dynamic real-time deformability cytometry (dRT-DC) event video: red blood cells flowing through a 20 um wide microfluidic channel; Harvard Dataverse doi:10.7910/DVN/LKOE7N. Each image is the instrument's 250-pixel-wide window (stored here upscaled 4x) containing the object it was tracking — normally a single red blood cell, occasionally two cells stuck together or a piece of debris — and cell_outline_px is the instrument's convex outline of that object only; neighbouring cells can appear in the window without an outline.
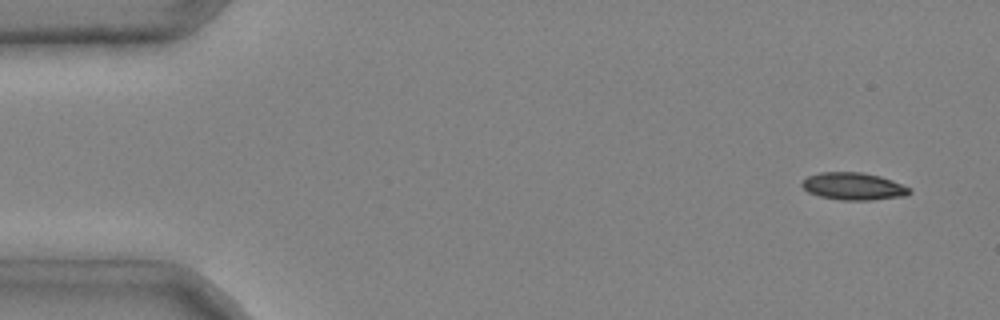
{"species": "common noctule bat (a hibernating species)", "species_latin": "Nyctalus noctula", "temperature_condition": "cold", "stored_images_in_passage": 4, "camera_frame_rate_fps": 3000, "um_per_image_px": 0.085, "animal": {"sex": "male", "body_mass_g": 20.4}, "frame": {"image": 1, "passage_image": 1, "time_ms": 0.0, "image_size_px": [1000, 320], "cell_outline_px": [[912, 192], [908, 196], [872, 200], [840, 200], [820, 196], [808, 192], [800, 184], [808, 176], [820, 172], [860, 172], [880, 176], [892, 180], [912, 188]], "centroid_in_image_um": [72.59, 15.84], "position_along_channel_um": 12.4, "area_um2": 17.28}}